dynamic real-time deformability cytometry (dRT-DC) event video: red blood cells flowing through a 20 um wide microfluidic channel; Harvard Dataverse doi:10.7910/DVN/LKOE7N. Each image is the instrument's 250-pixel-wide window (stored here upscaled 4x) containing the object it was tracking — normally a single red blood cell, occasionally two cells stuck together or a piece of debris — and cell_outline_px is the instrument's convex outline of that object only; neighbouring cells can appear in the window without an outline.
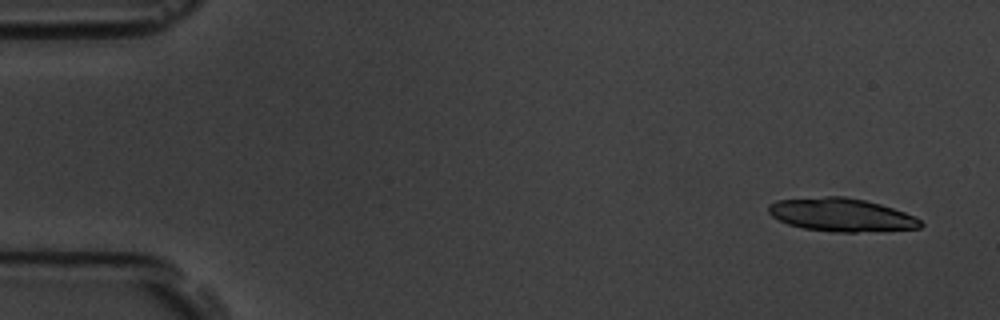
{"species": "common noctule bat (a hibernating species)", "species_latin": "Nyctalus noctula", "temperature_condition": "room temperature", "stored_images_in_passage": 5, "camera_frame_rate_fps": 3000, "um_per_image_px": 0.085, "animal": {"sex": "male", "body_mass_g": 19.5, "forearm_length_mm": 54.6}, "frame": {"image": 1, "passage_image": 1, "time_ms": 0.0, "image_size_px": [1000, 320], "cell_outline_px": [[924, 224], [920, 228], [856, 232], [832, 232], [804, 228], [788, 224], [772, 216], [768, 212], [768, 204], [776, 200], [824, 196], [844, 196], [864, 200], [880, 204], [904, 212], [920, 220]], "centroid_in_image_um": [71.48, 18.25], "position_along_channel_um": 13.5, "area_um2": 29.3}}